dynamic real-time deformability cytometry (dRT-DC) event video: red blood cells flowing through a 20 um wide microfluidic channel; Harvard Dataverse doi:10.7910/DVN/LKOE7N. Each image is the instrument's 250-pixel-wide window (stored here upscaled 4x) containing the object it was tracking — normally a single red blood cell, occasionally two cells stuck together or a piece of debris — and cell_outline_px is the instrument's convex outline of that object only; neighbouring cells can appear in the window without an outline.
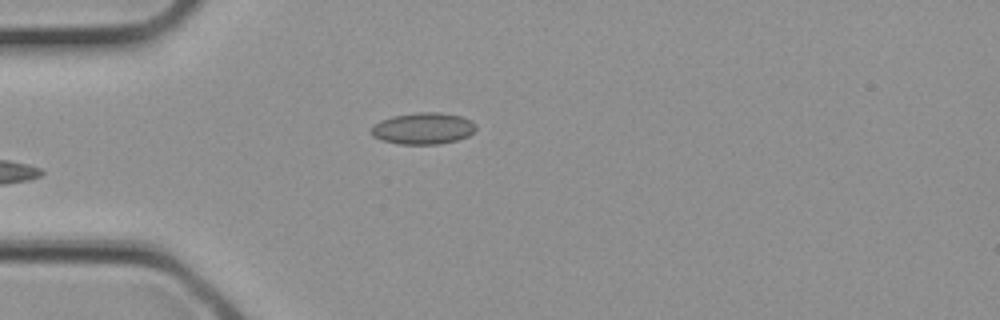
{"species": "common noctule bat (a hibernating species)", "species_latin": "Nyctalus noctula", "temperature_condition": "cold", "stored_images_in_passage": 3, "camera_frame_rate_fps": 3000, "um_per_image_px": 0.085, "animal": {"sex": "female", "body_mass_g": 21.9}, "frame": {"image": 1, "passage_image": 3, "time_ms": 0.667, "image_size_px": [1000, 320], "cell_outline_px": [[476, 128], [468, 136], [456, 140], [440, 144], [400, 144], [380, 140], [372, 136], [372, 128], [380, 120], [392, 116], [416, 112], [440, 112], [460, 116], [472, 120], [476, 124]], "centroid_in_image_um": [35.97, 10.91], "position_along_channel_um": 49.0, "area_um2": 19.31}}